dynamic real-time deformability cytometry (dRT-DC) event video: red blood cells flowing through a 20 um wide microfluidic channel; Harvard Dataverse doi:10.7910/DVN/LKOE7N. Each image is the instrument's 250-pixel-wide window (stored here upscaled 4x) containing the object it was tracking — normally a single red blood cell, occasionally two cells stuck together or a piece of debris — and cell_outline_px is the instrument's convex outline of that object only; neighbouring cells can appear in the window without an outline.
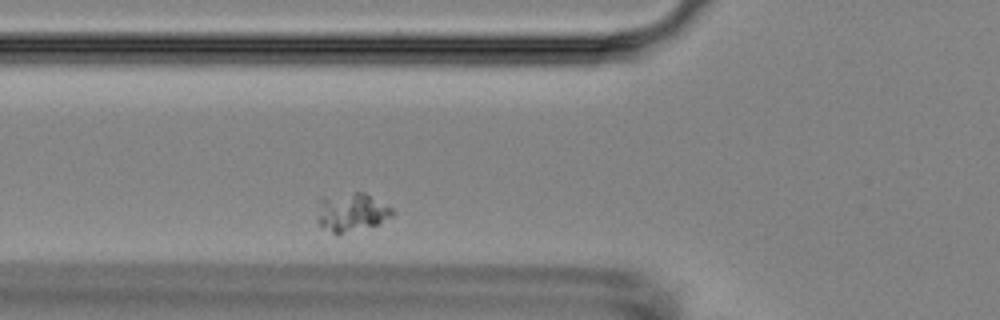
{"species": "Egyptian fruit bat (a non-hibernating species)", "species_latin": "Rousettus aegyptiacus", "temperature_condition": "room temperature", "stored_images_in_passage": 2, "camera_frame_rate_fps": 3000, "um_per_image_px": 0.085, "animal": {"sex": "female"}, "frame": {"image": 1, "passage_image": 2, "time_ms": 1.0, "image_size_px": [1000, 320], "cell_outline_px": [[396, 212], [392, 216], [376, 224], [336, 236], [316, 224], [316, 220], [320, 196], [356, 192], [364, 192], [392, 208]], "centroid_in_image_um": [29.8, 18.05], "position_along_channel_um": 96.0, "area_um2": 17.22}}